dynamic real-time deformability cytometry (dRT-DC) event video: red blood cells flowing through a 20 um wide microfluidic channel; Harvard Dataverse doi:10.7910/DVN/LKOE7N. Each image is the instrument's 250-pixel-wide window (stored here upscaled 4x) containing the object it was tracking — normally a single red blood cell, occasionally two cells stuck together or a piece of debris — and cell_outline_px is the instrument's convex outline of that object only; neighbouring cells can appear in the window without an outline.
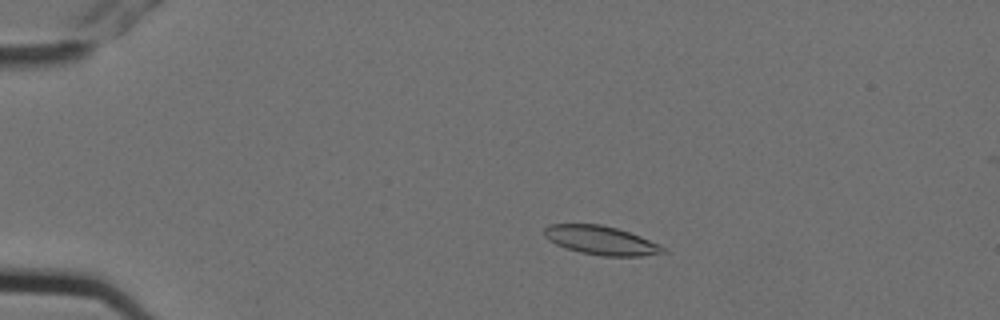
{"species": "Egyptian fruit bat (a non-hibernating species)", "species_latin": "Rousettus aegyptiacus", "temperature_condition": "cold", "stored_images_in_passage": 6, "camera_frame_rate_fps": 3000, "um_per_image_px": 0.085, "animal": {"sex": "female"}, "frame": {"image": 1, "passage_image": 4, "time_ms": 1.0, "image_size_px": [1000, 320], "cell_outline_px": [[668, 252], [640, 256], [604, 256], [580, 252], [556, 244], [548, 240], [544, 236], [544, 228], [548, 224], [600, 224], [616, 228], [640, 236], [660, 244], [668, 248]], "centroid_in_image_um": [51.11, 20.43], "position_along_channel_um": 33.9, "area_um2": 19.94}}